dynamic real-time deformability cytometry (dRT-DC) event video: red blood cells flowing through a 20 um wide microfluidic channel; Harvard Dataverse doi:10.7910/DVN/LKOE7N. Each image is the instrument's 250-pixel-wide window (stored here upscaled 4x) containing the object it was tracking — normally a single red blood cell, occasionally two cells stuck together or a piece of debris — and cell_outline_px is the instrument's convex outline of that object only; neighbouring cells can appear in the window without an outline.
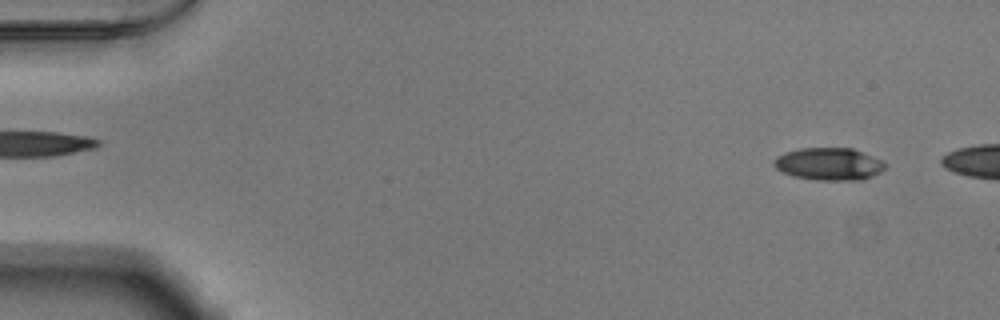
{"species": "Egyptian fruit bat (a non-hibernating species)", "species_latin": "Rousettus aegyptiacus", "temperature_condition": "warm", "stored_images_in_passage": 8, "camera_frame_rate_fps": 3000, "um_per_image_px": 0.085, "animal": {"sex": "male"}, "frame": {"image": 1, "passage_image": 4, "time_ms": 1.0, "image_size_px": [1000, 320], "cell_outline_px": [[884, 168], [880, 172], [872, 176], [860, 180], [816, 180], [792, 176], [776, 168], [772, 164], [776, 156], [800, 148], [852, 148], [880, 160], [884, 164]], "centroid_in_image_um": [70.42, 13.94], "position_along_channel_um": 14.6, "area_um2": 20.75}}